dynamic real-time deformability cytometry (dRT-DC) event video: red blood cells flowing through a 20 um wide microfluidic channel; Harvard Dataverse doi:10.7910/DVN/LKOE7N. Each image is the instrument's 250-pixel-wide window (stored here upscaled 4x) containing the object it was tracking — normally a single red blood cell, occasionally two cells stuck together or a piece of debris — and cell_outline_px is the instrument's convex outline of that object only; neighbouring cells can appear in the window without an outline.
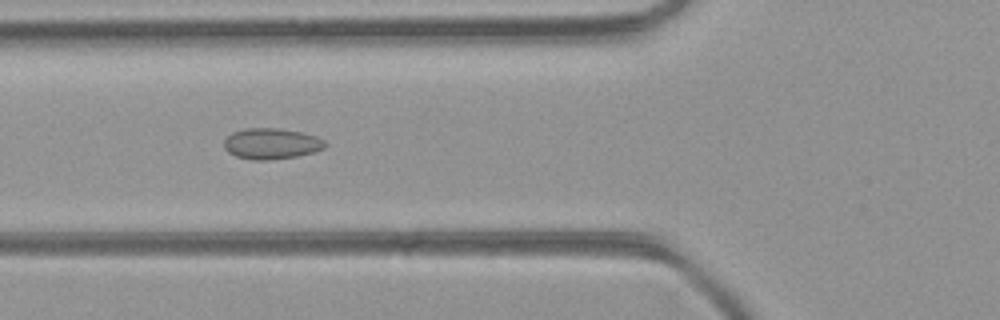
{"species": "common noctule bat (a hibernating species)", "species_latin": "Nyctalus noctula", "temperature_condition": "room temperature", "stored_images_in_passage": 46, "camera_frame_rate_fps": 3000, "um_per_image_px": 0.085, "animal": {"sex": "female", "body_mass_g": 21.9}, "frame": {"image": 1, "passage_image": 17, "time_ms": 5.333, "image_size_px": [1000, 320], "cell_outline_px": [[328, 144], [324, 148], [312, 152], [296, 156], [268, 160], [252, 160], [236, 156], [228, 152], [224, 148], [224, 140], [232, 132], [244, 128], [276, 128], [300, 132], [316, 136], [324, 140]], "centroid_in_image_um": [23.05, 12.21], "position_along_channel_um": 102.8, "area_um2": 18.15}}
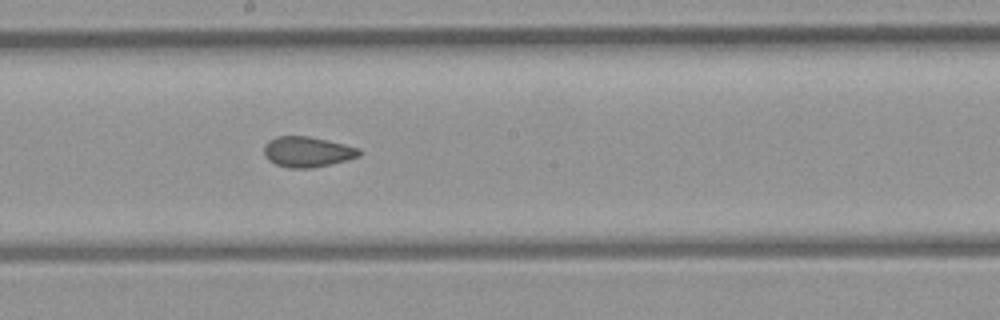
{"frame": {"image": 2, "passage_image": 25, "time_ms": 8.0, "image_size_px": [1000, 320], "cell_outline_px": [[364, 152], [360, 156], [312, 168], [288, 168], [276, 164], [268, 160], [264, 156], [264, 144], [268, 140], [276, 136], [308, 136], [328, 140], [360, 148]], "centroid_in_image_um": [26.11, 12.89], "position_along_channel_um": 222.1, "area_um2": 16.99}}
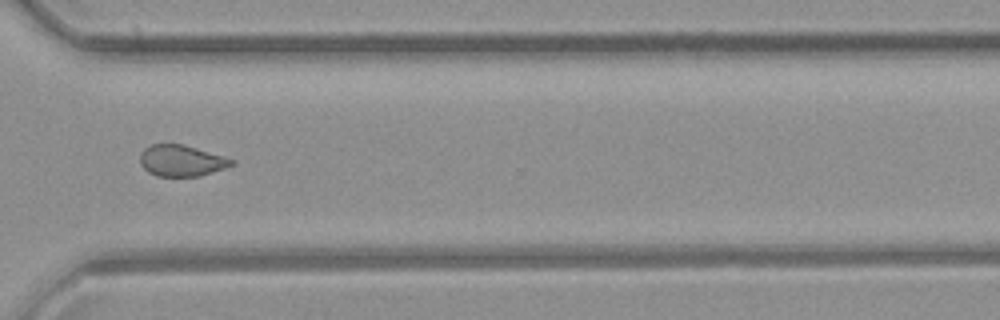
{"frame": {"image": 3, "passage_image": 34, "time_ms": 11.0, "image_size_px": [1000, 320], "cell_outline_px": [[236, 164], [200, 176], [156, 176], [148, 172], [140, 164], [140, 152], [144, 148], [152, 144], [184, 144], [224, 156], [236, 160]], "centroid_in_image_um": [15.43, 13.65], "position_along_channel_um": 355.2, "area_um2": 16.82}, "authors_computed_cell_mechanics": {"area_um2": 17.8024, "velocity_mm_per_s": 4.4463, "shape_relaxation_time_tau1_ms": null, "shape_relaxation_time_tau2_ms": 1.6191, "deformation_change_tau1": null, "deformation_change_tau2": 0.0706}}